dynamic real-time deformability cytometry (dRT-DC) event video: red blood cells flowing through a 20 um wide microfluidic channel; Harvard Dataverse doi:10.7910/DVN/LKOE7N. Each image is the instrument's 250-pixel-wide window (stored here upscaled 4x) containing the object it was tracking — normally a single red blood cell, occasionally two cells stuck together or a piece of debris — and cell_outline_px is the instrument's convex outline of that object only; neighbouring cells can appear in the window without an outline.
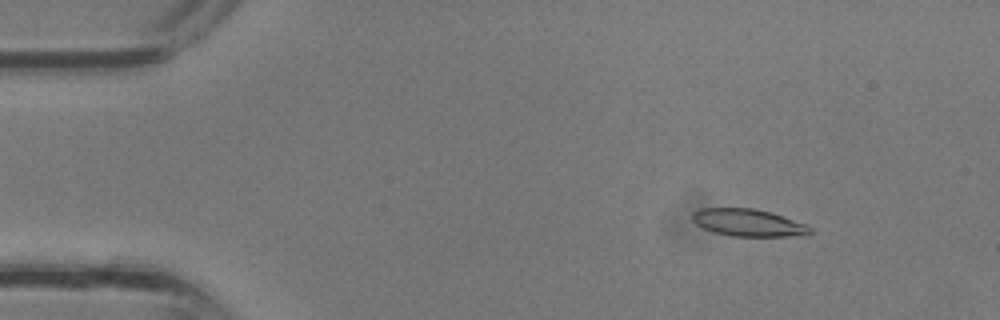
{"species": "common noctule bat (a hibernating species)", "species_latin": "Nyctalus noctula", "temperature_condition": "room temperature", "stored_images_in_passage": 32, "camera_frame_rate_fps": 3000, "um_per_image_px": 0.085, "animal": {"sex": "male", "body_mass_g": 13.3}, "frame": {"image": 1, "passage_image": 1, "time_ms": 0.0, "image_size_px": [1000, 320], "cell_outline_px": [[812, 232], [808, 236], [732, 236], [712, 232], [696, 224], [692, 220], [692, 212], [700, 208], [756, 208], [772, 212], [808, 224], [812, 228]], "centroid_in_image_um": [63.65, 18.93], "position_along_channel_um": 21.3, "area_um2": 19.13}}
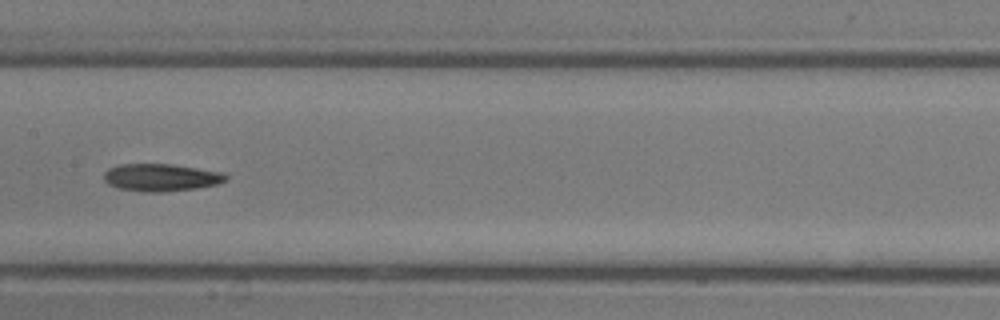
{"frame": {"image": 2, "passage_image": 14, "time_ms": 4.333, "image_size_px": [1000, 320], "cell_outline_px": [[228, 176], [224, 180], [216, 184], [196, 188], [164, 192], [148, 192], [120, 188], [108, 184], [104, 180], [104, 172], [108, 168], [120, 164], [172, 164], [220, 172]], "centroid_in_image_um": [13.64, 15.08], "position_along_channel_um": 193.8, "area_um2": 19.25}}
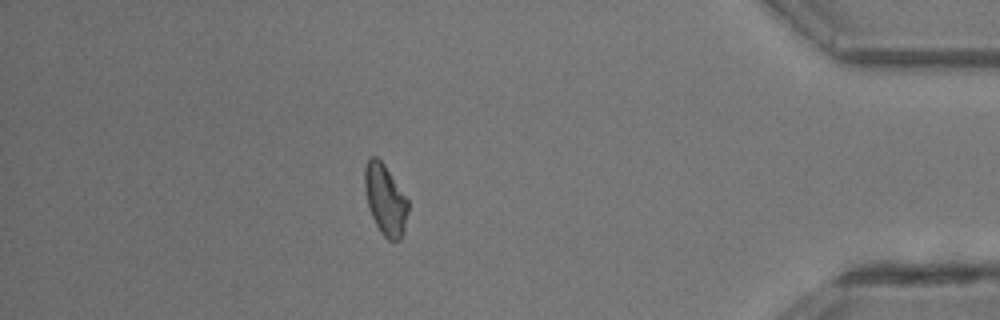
{"frame": {"image": 3, "passage_image": 27, "time_ms": 8.667, "image_size_px": [1000, 320], "cell_outline_px": [[408, 212], [404, 232], [400, 240], [388, 240], [380, 232], [372, 216], [368, 204], [364, 188], [364, 168], [368, 160], [372, 156], [376, 156], [384, 164], [408, 200]], "centroid_in_image_um": [32.75, 16.98], "position_along_channel_um": 402.5, "area_um2": 17.74}}